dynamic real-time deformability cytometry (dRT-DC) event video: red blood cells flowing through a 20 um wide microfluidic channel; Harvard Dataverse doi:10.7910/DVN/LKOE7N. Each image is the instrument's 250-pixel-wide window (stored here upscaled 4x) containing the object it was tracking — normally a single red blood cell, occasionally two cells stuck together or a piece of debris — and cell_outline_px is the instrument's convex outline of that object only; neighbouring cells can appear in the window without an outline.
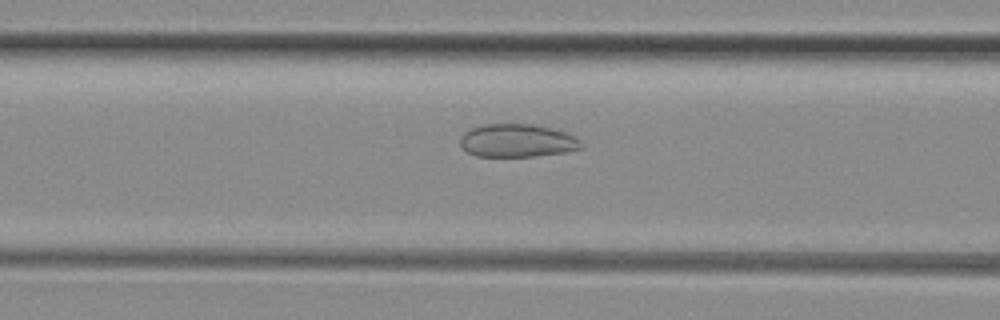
{"species": "common noctule bat (a hibernating species)", "species_latin": "Nyctalus noctula", "temperature_condition": "room temperature", "stored_images_in_passage": 50, "camera_frame_rate_fps": 3000, "um_per_image_px": 0.085, "animal": {"sex": "female", "body_mass_g": 29.2, "forearm_length_mm": 56.3}, "frame": {"image": 1, "passage_image": 20, "time_ms": 6.333, "image_size_px": [1000, 320], "cell_outline_px": [[584, 148], [564, 152], [532, 156], [476, 156], [460, 148], [460, 136], [464, 132], [472, 128], [484, 124], [532, 124], [556, 128], [576, 136], [584, 144]], "centroid_in_image_um": [43.99, 11.94], "position_along_channel_um": 122.6, "area_um2": 23.64}}
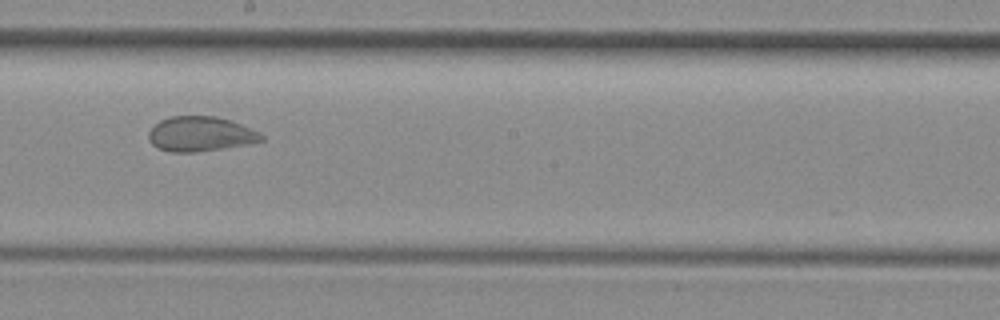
{"frame": {"image": 2, "passage_image": 28, "time_ms": 9.0, "image_size_px": [1000, 320], "cell_outline_px": [[264, 140], [244, 144], [196, 152], [168, 152], [152, 144], [148, 140], [148, 132], [160, 120], [172, 116], [216, 116], [232, 120], [260, 132], [264, 136]], "centroid_in_image_um": [17.03, 11.38], "position_along_channel_um": 231.2, "area_um2": 22.77}}
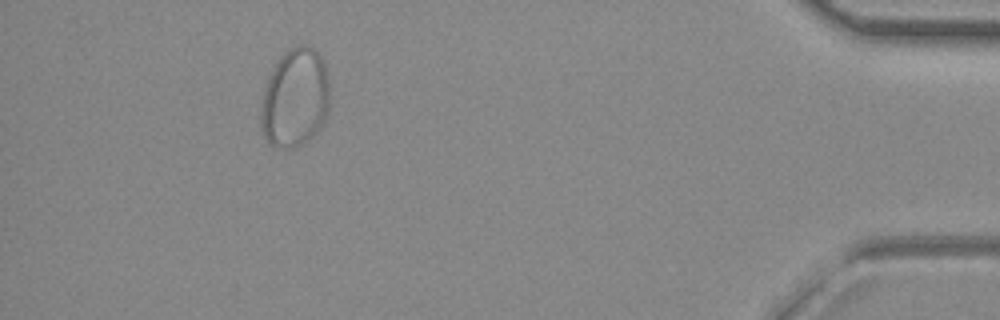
{"frame": {"image": 3, "passage_image": 46, "time_ms": 15.0, "image_size_px": [1000, 320], "cell_outline_px": [[328, 112], [324, 124], [308, 140], [292, 148], [284, 148], [268, 144], [264, 136], [260, 124], [260, 112], [264, 88], [268, 76], [280, 56], [284, 52], [296, 44], [308, 44], [316, 48], [324, 60], [328, 76]], "centroid_in_image_um": [25.08, 8.29], "position_along_channel_um": 410.1, "area_um2": 40.29}}